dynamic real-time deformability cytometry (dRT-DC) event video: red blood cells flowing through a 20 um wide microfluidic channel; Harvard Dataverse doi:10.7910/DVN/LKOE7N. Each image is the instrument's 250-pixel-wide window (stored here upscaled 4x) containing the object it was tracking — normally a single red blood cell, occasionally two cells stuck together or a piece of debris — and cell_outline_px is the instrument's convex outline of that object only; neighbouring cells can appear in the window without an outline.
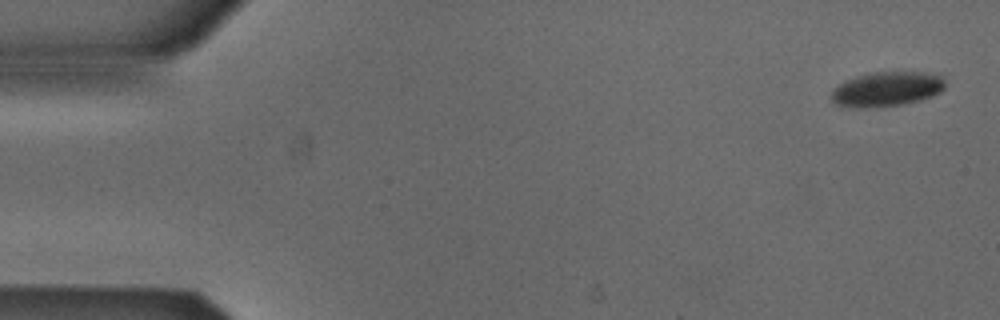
{"species": "Egyptian fruit bat (a non-hibernating species)", "species_latin": "Rousettus aegyptiacus", "temperature_condition": "cold", "stored_images_in_passage": 5, "camera_frame_rate_fps": 3000, "um_per_image_px": 0.085, "animal": {"sex": "male"}, "frame": {"image": 1, "passage_image": 1, "time_ms": 0.0, "image_size_px": [1000, 320], "cell_outline_px": [[944, 88], [940, 92], [916, 100], [900, 104], [836, 104], [832, 100], [832, 88], [844, 80], [856, 76], [872, 72], [924, 72], [940, 76], [944, 80]], "centroid_in_image_um": [75.39, 7.49], "position_along_channel_um": 9.6, "area_um2": 21.62}}